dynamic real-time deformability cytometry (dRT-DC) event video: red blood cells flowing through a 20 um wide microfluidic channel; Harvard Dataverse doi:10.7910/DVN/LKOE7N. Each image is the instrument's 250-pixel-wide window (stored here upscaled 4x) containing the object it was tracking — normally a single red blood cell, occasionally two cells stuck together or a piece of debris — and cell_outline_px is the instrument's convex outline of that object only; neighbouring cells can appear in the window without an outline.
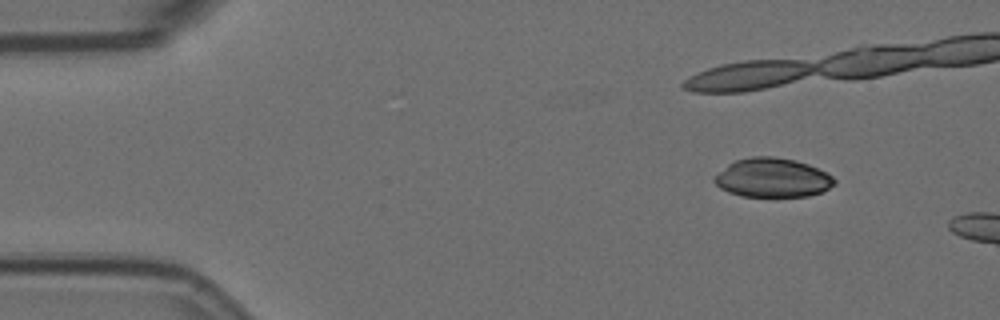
{"species": "Egyptian fruit bat (a non-hibernating species)", "species_latin": "Rousettus aegyptiacus", "temperature_condition": "room temperature", "stored_images_in_passage": 3, "camera_frame_rate_fps": 3000, "um_per_image_px": 0.085, "animal": {"sex": "female"}, "frame": {"image": 1, "passage_image": 2, "time_ms": 0.333, "image_size_px": [1000, 320], "cell_outline_px": [[836, 184], [820, 192], [808, 196], [740, 196], [728, 192], [720, 188], [712, 180], [728, 164], [736, 160], [752, 156], [772, 156], [796, 160], [808, 164], [832, 176], [836, 180]], "centroid_in_image_um": [65.66, 15.1], "position_along_channel_um": 19.3, "area_um2": 27.17}}